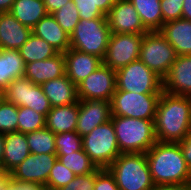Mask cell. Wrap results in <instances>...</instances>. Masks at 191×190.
<instances>
[{
  "mask_svg": "<svg viewBox=\"0 0 191 190\" xmlns=\"http://www.w3.org/2000/svg\"><path fill=\"white\" fill-rule=\"evenodd\" d=\"M191 128V97L162 91L154 118L158 142H180Z\"/></svg>",
  "mask_w": 191,
  "mask_h": 190,
  "instance_id": "6da1fadb",
  "label": "cell"
},
{
  "mask_svg": "<svg viewBox=\"0 0 191 190\" xmlns=\"http://www.w3.org/2000/svg\"><path fill=\"white\" fill-rule=\"evenodd\" d=\"M145 154L154 184H175L191 188V170L179 143L157 141Z\"/></svg>",
  "mask_w": 191,
  "mask_h": 190,
  "instance_id": "7a4b0ae2",
  "label": "cell"
},
{
  "mask_svg": "<svg viewBox=\"0 0 191 190\" xmlns=\"http://www.w3.org/2000/svg\"><path fill=\"white\" fill-rule=\"evenodd\" d=\"M120 153H146L156 142L154 120L111 116Z\"/></svg>",
  "mask_w": 191,
  "mask_h": 190,
  "instance_id": "3957f363",
  "label": "cell"
},
{
  "mask_svg": "<svg viewBox=\"0 0 191 190\" xmlns=\"http://www.w3.org/2000/svg\"><path fill=\"white\" fill-rule=\"evenodd\" d=\"M107 169L119 190H149L154 185L145 153H121Z\"/></svg>",
  "mask_w": 191,
  "mask_h": 190,
  "instance_id": "277c9868",
  "label": "cell"
},
{
  "mask_svg": "<svg viewBox=\"0 0 191 190\" xmlns=\"http://www.w3.org/2000/svg\"><path fill=\"white\" fill-rule=\"evenodd\" d=\"M111 36L106 17L80 19L70 35V48L104 59Z\"/></svg>",
  "mask_w": 191,
  "mask_h": 190,
  "instance_id": "5b68a950",
  "label": "cell"
},
{
  "mask_svg": "<svg viewBox=\"0 0 191 190\" xmlns=\"http://www.w3.org/2000/svg\"><path fill=\"white\" fill-rule=\"evenodd\" d=\"M84 152L97 168L107 169L121 154L112 120L95 127L82 137Z\"/></svg>",
  "mask_w": 191,
  "mask_h": 190,
  "instance_id": "8992f818",
  "label": "cell"
},
{
  "mask_svg": "<svg viewBox=\"0 0 191 190\" xmlns=\"http://www.w3.org/2000/svg\"><path fill=\"white\" fill-rule=\"evenodd\" d=\"M116 90L138 94H161L162 79L137 59L116 70Z\"/></svg>",
  "mask_w": 191,
  "mask_h": 190,
  "instance_id": "52a82bcc",
  "label": "cell"
},
{
  "mask_svg": "<svg viewBox=\"0 0 191 190\" xmlns=\"http://www.w3.org/2000/svg\"><path fill=\"white\" fill-rule=\"evenodd\" d=\"M176 57L175 49L159 31L143 34L139 59L162 80Z\"/></svg>",
  "mask_w": 191,
  "mask_h": 190,
  "instance_id": "ba28073f",
  "label": "cell"
},
{
  "mask_svg": "<svg viewBox=\"0 0 191 190\" xmlns=\"http://www.w3.org/2000/svg\"><path fill=\"white\" fill-rule=\"evenodd\" d=\"M160 96L115 90L111 100V116L154 120Z\"/></svg>",
  "mask_w": 191,
  "mask_h": 190,
  "instance_id": "9c48e42d",
  "label": "cell"
},
{
  "mask_svg": "<svg viewBox=\"0 0 191 190\" xmlns=\"http://www.w3.org/2000/svg\"><path fill=\"white\" fill-rule=\"evenodd\" d=\"M4 95L5 100L17 107L26 106L45 117L52 108L42 86L32 83L25 77L12 81L4 90Z\"/></svg>",
  "mask_w": 191,
  "mask_h": 190,
  "instance_id": "30bf717a",
  "label": "cell"
},
{
  "mask_svg": "<svg viewBox=\"0 0 191 190\" xmlns=\"http://www.w3.org/2000/svg\"><path fill=\"white\" fill-rule=\"evenodd\" d=\"M143 34L111 33L103 64L113 70L139 59Z\"/></svg>",
  "mask_w": 191,
  "mask_h": 190,
  "instance_id": "8fae6325",
  "label": "cell"
},
{
  "mask_svg": "<svg viewBox=\"0 0 191 190\" xmlns=\"http://www.w3.org/2000/svg\"><path fill=\"white\" fill-rule=\"evenodd\" d=\"M116 90V71L102 64L77 85L78 100L111 102Z\"/></svg>",
  "mask_w": 191,
  "mask_h": 190,
  "instance_id": "7c38bea8",
  "label": "cell"
},
{
  "mask_svg": "<svg viewBox=\"0 0 191 190\" xmlns=\"http://www.w3.org/2000/svg\"><path fill=\"white\" fill-rule=\"evenodd\" d=\"M56 160V154L30 153L9 173V177L18 183H35L45 187Z\"/></svg>",
  "mask_w": 191,
  "mask_h": 190,
  "instance_id": "4fadbf2b",
  "label": "cell"
},
{
  "mask_svg": "<svg viewBox=\"0 0 191 190\" xmlns=\"http://www.w3.org/2000/svg\"><path fill=\"white\" fill-rule=\"evenodd\" d=\"M106 18L111 33L146 34L149 32L130 0H117Z\"/></svg>",
  "mask_w": 191,
  "mask_h": 190,
  "instance_id": "5bb4252c",
  "label": "cell"
},
{
  "mask_svg": "<svg viewBox=\"0 0 191 190\" xmlns=\"http://www.w3.org/2000/svg\"><path fill=\"white\" fill-rule=\"evenodd\" d=\"M78 120L76 132L81 137L95 127L111 120V102L103 100H78Z\"/></svg>",
  "mask_w": 191,
  "mask_h": 190,
  "instance_id": "9a60e30c",
  "label": "cell"
},
{
  "mask_svg": "<svg viewBox=\"0 0 191 190\" xmlns=\"http://www.w3.org/2000/svg\"><path fill=\"white\" fill-rule=\"evenodd\" d=\"M166 93L191 97V55H179L162 80Z\"/></svg>",
  "mask_w": 191,
  "mask_h": 190,
  "instance_id": "2e32d148",
  "label": "cell"
},
{
  "mask_svg": "<svg viewBox=\"0 0 191 190\" xmlns=\"http://www.w3.org/2000/svg\"><path fill=\"white\" fill-rule=\"evenodd\" d=\"M64 58L66 75L76 86L103 64V60L98 56L73 48L64 53Z\"/></svg>",
  "mask_w": 191,
  "mask_h": 190,
  "instance_id": "e0dca14e",
  "label": "cell"
},
{
  "mask_svg": "<svg viewBox=\"0 0 191 190\" xmlns=\"http://www.w3.org/2000/svg\"><path fill=\"white\" fill-rule=\"evenodd\" d=\"M66 75L64 53L42 60L27 63L24 76L36 85Z\"/></svg>",
  "mask_w": 191,
  "mask_h": 190,
  "instance_id": "ac0fdd59",
  "label": "cell"
},
{
  "mask_svg": "<svg viewBox=\"0 0 191 190\" xmlns=\"http://www.w3.org/2000/svg\"><path fill=\"white\" fill-rule=\"evenodd\" d=\"M32 29L23 25L10 12L0 13V49L19 50Z\"/></svg>",
  "mask_w": 191,
  "mask_h": 190,
  "instance_id": "d6986e66",
  "label": "cell"
},
{
  "mask_svg": "<svg viewBox=\"0 0 191 190\" xmlns=\"http://www.w3.org/2000/svg\"><path fill=\"white\" fill-rule=\"evenodd\" d=\"M159 32L175 49L177 56L191 55V21L177 19L166 22Z\"/></svg>",
  "mask_w": 191,
  "mask_h": 190,
  "instance_id": "ffe728a7",
  "label": "cell"
},
{
  "mask_svg": "<svg viewBox=\"0 0 191 190\" xmlns=\"http://www.w3.org/2000/svg\"><path fill=\"white\" fill-rule=\"evenodd\" d=\"M32 33L49 43L59 53L70 48V35L58 24L52 14L44 16L33 28Z\"/></svg>",
  "mask_w": 191,
  "mask_h": 190,
  "instance_id": "44dd1931",
  "label": "cell"
},
{
  "mask_svg": "<svg viewBox=\"0 0 191 190\" xmlns=\"http://www.w3.org/2000/svg\"><path fill=\"white\" fill-rule=\"evenodd\" d=\"M30 154L26 133L18 131L4 134V154L1 167L10 173Z\"/></svg>",
  "mask_w": 191,
  "mask_h": 190,
  "instance_id": "7402d4cb",
  "label": "cell"
},
{
  "mask_svg": "<svg viewBox=\"0 0 191 190\" xmlns=\"http://www.w3.org/2000/svg\"><path fill=\"white\" fill-rule=\"evenodd\" d=\"M51 107L65 106L78 102L77 86L67 75L46 81L42 85Z\"/></svg>",
  "mask_w": 191,
  "mask_h": 190,
  "instance_id": "603a6c76",
  "label": "cell"
},
{
  "mask_svg": "<svg viewBox=\"0 0 191 190\" xmlns=\"http://www.w3.org/2000/svg\"><path fill=\"white\" fill-rule=\"evenodd\" d=\"M78 113V102L65 106L52 107L46 115L45 127L54 134L76 131Z\"/></svg>",
  "mask_w": 191,
  "mask_h": 190,
  "instance_id": "cb8c5ba5",
  "label": "cell"
},
{
  "mask_svg": "<svg viewBox=\"0 0 191 190\" xmlns=\"http://www.w3.org/2000/svg\"><path fill=\"white\" fill-rule=\"evenodd\" d=\"M25 62L19 50L0 49V89L24 76Z\"/></svg>",
  "mask_w": 191,
  "mask_h": 190,
  "instance_id": "d4e9b609",
  "label": "cell"
},
{
  "mask_svg": "<svg viewBox=\"0 0 191 190\" xmlns=\"http://www.w3.org/2000/svg\"><path fill=\"white\" fill-rule=\"evenodd\" d=\"M10 13L31 29L48 14L43 0H15Z\"/></svg>",
  "mask_w": 191,
  "mask_h": 190,
  "instance_id": "484cf974",
  "label": "cell"
},
{
  "mask_svg": "<svg viewBox=\"0 0 191 190\" xmlns=\"http://www.w3.org/2000/svg\"><path fill=\"white\" fill-rule=\"evenodd\" d=\"M149 31H159L163 25L160 0H130Z\"/></svg>",
  "mask_w": 191,
  "mask_h": 190,
  "instance_id": "4316f807",
  "label": "cell"
},
{
  "mask_svg": "<svg viewBox=\"0 0 191 190\" xmlns=\"http://www.w3.org/2000/svg\"><path fill=\"white\" fill-rule=\"evenodd\" d=\"M25 64L42 61L57 55L59 52L49 43L31 33L26 43L19 49Z\"/></svg>",
  "mask_w": 191,
  "mask_h": 190,
  "instance_id": "83f0119b",
  "label": "cell"
},
{
  "mask_svg": "<svg viewBox=\"0 0 191 190\" xmlns=\"http://www.w3.org/2000/svg\"><path fill=\"white\" fill-rule=\"evenodd\" d=\"M26 140L30 153L56 154L55 134L46 127L40 130L26 133Z\"/></svg>",
  "mask_w": 191,
  "mask_h": 190,
  "instance_id": "f1b7e54d",
  "label": "cell"
},
{
  "mask_svg": "<svg viewBox=\"0 0 191 190\" xmlns=\"http://www.w3.org/2000/svg\"><path fill=\"white\" fill-rule=\"evenodd\" d=\"M57 159L76 175H87L97 169L83 149L73 153H66V155H57Z\"/></svg>",
  "mask_w": 191,
  "mask_h": 190,
  "instance_id": "f546056e",
  "label": "cell"
},
{
  "mask_svg": "<svg viewBox=\"0 0 191 190\" xmlns=\"http://www.w3.org/2000/svg\"><path fill=\"white\" fill-rule=\"evenodd\" d=\"M18 132L28 133L45 128L46 117L26 106L18 107Z\"/></svg>",
  "mask_w": 191,
  "mask_h": 190,
  "instance_id": "4dcf8cb0",
  "label": "cell"
},
{
  "mask_svg": "<svg viewBox=\"0 0 191 190\" xmlns=\"http://www.w3.org/2000/svg\"><path fill=\"white\" fill-rule=\"evenodd\" d=\"M52 15L62 29L69 35L73 33L76 25L80 21L79 11L72 1H69Z\"/></svg>",
  "mask_w": 191,
  "mask_h": 190,
  "instance_id": "1f68e13d",
  "label": "cell"
},
{
  "mask_svg": "<svg viewBox=\"0 0 191 190\" xmlns=\"http://www.w3.org/2000/svg\"><path fill=\"white\" fill-rule=\"evenodd\" d=\"M75 177L76 174L57 159L53 168L50 170L45 190H58L59 188L66 186Z\"/></svg>",
  "mask_w": 191,
  "mask_h": 190,
  "instance_id": "d6a6232c",
  "label": "cell"
},
{
  "mask_svg": "<svg viewBox=\"0 0 191 190\" xmlns=\"http://www.w3.org/2000/svg\"><path fill=\"white\" fill-rule=\"evenodd\" d=\"M56 155H66L82 150V137L76 131L55 134Z\"/></svg>",
  "mask_w": 191,
  "mask_h": 190,
  "instance_id": "836d02e7",
  "label": "cell"
},
{
  "mask_svg": "<svg viewBox=\"0 0 191 190\" xmlns=\"http://www.w3.org/2000/svg\"><path fill=\"white\" fill-rule=\"evenodd\" d=\"M18 107L4 100L0 105V133L18 131Z\"/></svg>",
  "mask_w": 191,
  "mask_h": 190,
  "instance_id": "e575fe53",
  "label": "cell"
},
{
  "mask_svg": "<svg viewBox=\"0 0 191 190\" xmlns=\"http://www.w3.org/2000/svg\"><path fill=\"white\" fill-rule=\"evenodd\" d=\"M97 168L94 172L87 175H76L66 186L58 190H93L95 184V176L101 171Z\"/></svg>",
  "mask_w": 191,
  "mask_h": 190,
  "instance_id": "d590c367",
  "label": "cell"
},
{
  "mask_svg": "<svg viewBox=\"0 0 191 190\" xmlns=\"http://www.w3.org/2000/svg\"><path fill=\"white\" fill-rule=\"evenodd\" d=\"M184 0H160L163 24L182 18Z\"/></svg>",
  "mask_w": 191,
  "mask_h": 190,
  "instance_id": "8d00e7d4",
  "label": "cell"
},
{
  "mask_svg": "<svg viewBox=\"0 0 191 190\" xmlns=\"http://www.w3.org/2000/svg\"><path fill=\"white\" fill-rule=\"evenodd\" d=\"M79 11L80 19L92 20L99 17H106L95 5V0H72Z\"/></svg>",
  "mask_w": 191,
  "mask_h": 190,
  "instance_id": "74e56055",
  "label": "cell"
},
{
  "mask_svg": "<svg viewBox=\"0 0 191 190\" xmlns=\"http://www.w3.org/2000/svg\"><path fill=\"white\" fill-rule=\"evenodd\" d=\"M93 190H119L115 177L108 169H102L95 176V184Z\"/></svg>",
  "mask_w": 191,
  "mask_h": 190,
  "instance_id": "f35d334b",
  "label": "cell"
},
{
  "mask_svg": "<svg viewBox=\"0 0 191 190\" xmlns=\"http://www.w3.org/2000/svg\"><path fill=\"white\" fill-rule=\"evenodd\" d=\"M5 190H45V187L35 183H18L9 178Z\"/></svg>",
  "mask_w": 191,
  "mask_h": 190,
  "instance_id": "ab89813d",
  "label": "cell"
},
{
  "mask_svg": "<svg viewBox=\"0 0 191 190\" xmlns=\"http://www.w3.org/2000/svg\"><path fill=\"white\" fill-rule=\"evenodd\" d=\"M188 168L191 170V128L186 136L178 142Z\"/></svg>",
  "mask_w": 191,
  "mask_h": 190,
  "instance_id": "60d3db41",
  "label": "cell"
},
{
  "mask_svg": "<svg viewBox=\"0 0 191 190\" xmlns=\"http://www.w3.org/2000/svg\"><path fill=\"white\" fill-rule=\"evenodd\" d=\"M47 13L48 14H53L55 11L60 9L62 6L67 4L69 1L72 0H43Z\"/></svg>",
  "mask_w": 191,
  "mask_h": 190,
  "instance_id": "b9f144b4",
  "label": "cell"
},
{
  "mask_svg": "<svg viewBox=\"0 0 191 190\" xmlns=\"http://www.w3.org/2000/svg\"><path fill=\"white\" fill-rule=\"evenodd\" d=\"M149 190H191V188L175 184H154Z\"/></svg>",
  "mask_w": 191,
  "mask_h": 190,
  "instance_id": "7bdbcfd3",
  "label": "cell"
},
{
  "mask_svg": "<svg viewBox=\"0 0 191 190\" xmlns=\"http://www.w3.org/2000/svg\"><path fill=\"white\" fill-rule=\"evenodd\" d=\"M117 0H95V5L106 16Z\"/></svg>",
  "mask_w": 191,
  "mask_h": 190,
  "instance_id": "ee69618b",
  "label": "cell"
},
{
  "mask_svg": "<svg viewBox=\"0 0 191 190\" xmlns=\"http://www.w3.org/2000/svg\"><path fill=\"white\" fill-rule=\"evenodd\" d=\"M182 18L191 21V0H184L182 5Z\"/></svg>",
  "mask_w": 191,
  "mask_h": 190,
  "instance_id": "f6af8a7d",
  "label": "cell"
},
{
  "mask_svg": "<svg viewBox=\"0 0 191 190\" xmlns=\"http://www.w3.org/2000/svg\"><path fill=\"white\" fill-rule=\"evenodd\" d=\"M9 178V173L0 166V190H5Z\"/></svg>",
  "mask_w": 191,
  "mask_h": 190,
  "instance_id": "bcb514c9",
  "label": "cell"
},
{
  "mask_svg": "<svg viewBox=\"0 0 191 190\" xmlns=\"http://www.w3.org/2000/svg\"><path fill=\"white\" fill-rule=\"evenodd\" d=\"M15 0H0V13L10 12Z\"/></svg>",
  "mask_w": 191,
  "mask_h": 190,
  "instance_id": "7dc6e473",
  "label": "cell"
},
{
  "mask_svg": "<svg viewBox=\"0 0 191 190\" xmlns=\"http://www.w3.org/2000/svg\"><path fill=\"white\" fill-rule=\"evenodd\" d=\"M3 154H4V134L0 133V166L3 162Z\"/></svg>",
  "mask_w": 191,
  "mask_h": 190,
  "instance_id": "c3c4849f",
  "label": "cell"
},
{
  "mask_svg": "<svg viewBox=\"0 0 191 190\" xmlns=\"http://www.w3.org/2000/svg\"><path fill=\"white\" fill-rule=\"evenodd\" d=\"M5 100L4 90L0 89V105Z\"/></svg>",
  "mask_w": 191,
  "mask_h": 190,
  "instance_id": "681fc988",
  "label": "cell"
}]
</instances>
